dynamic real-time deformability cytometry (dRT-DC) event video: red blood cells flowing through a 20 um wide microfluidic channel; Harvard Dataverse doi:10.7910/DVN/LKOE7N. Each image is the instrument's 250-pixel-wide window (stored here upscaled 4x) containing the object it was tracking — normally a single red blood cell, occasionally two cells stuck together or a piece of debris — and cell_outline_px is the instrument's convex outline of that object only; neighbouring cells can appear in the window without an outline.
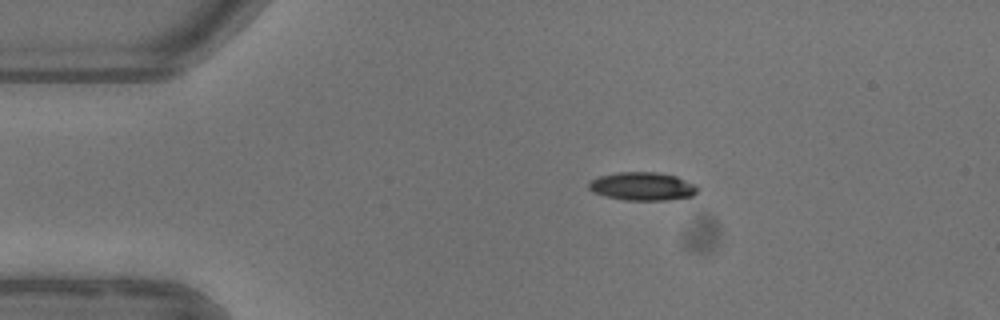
{"species": "common noctule bat (a hibernating species)", "species_latin": "Nyctalus noctula", "temperature_condition": "warm", "stored_images_in_passage": 4, "camera_frame_rate_fps": 3000, "um_per_image_px": 0.085, "animal": {"sex": "female"}, "frame": {"image": 1, "passage_image": 2, "time_ms": 1.333, "image_size_px": [1000, 320], "cell_outline_px": [[700, 188], [692, 196], [668, 200], [624, 200], [604, 196], [592, 192], [588, 188], [588, 180], [596, 176], [616, 172], [656, 172], [676, 176], [696, 184]], "centroid_in_image_um": [54.56, 15.83], "position_along_channel_um": 30.4, "area_um2": 18.26}}
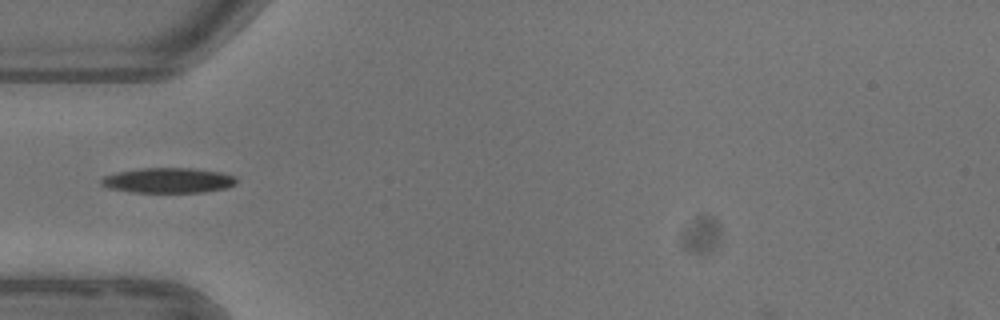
{"frame": {"image": 2, "passage_image": 4, "time_ms": 3.667, "image_size_px": [1000, 320], "cell_outline_px": [[236, 184], [224, 188], [200, 192], [132, 192], [108, 188], [100, 184], [100, 180], [104, 176], [116, 172], [140, 168], [192, 168], [220, 172], [232, 176], [236, 180]], "centroid_in_image_um": [14.23, 15.33], "position_along_channel_um": 70.8, "area_um2": 19.65}}